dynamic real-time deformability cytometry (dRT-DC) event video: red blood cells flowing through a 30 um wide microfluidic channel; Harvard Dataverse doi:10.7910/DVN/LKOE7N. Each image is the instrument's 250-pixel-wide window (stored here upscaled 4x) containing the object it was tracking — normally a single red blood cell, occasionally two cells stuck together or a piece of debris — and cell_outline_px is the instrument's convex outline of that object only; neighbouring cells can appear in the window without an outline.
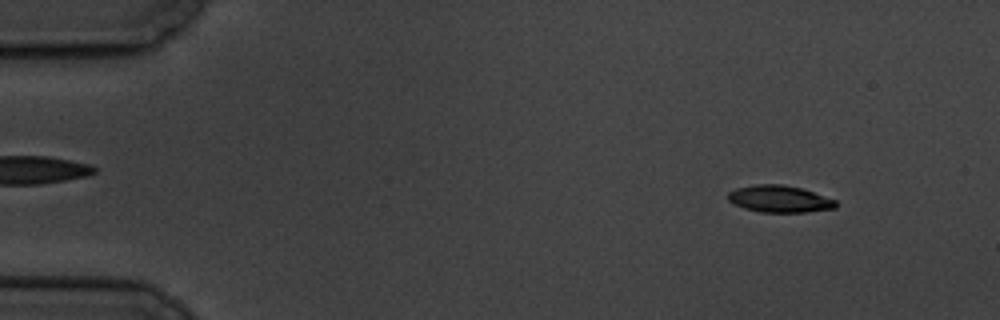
{"species": "common noctule bat (a hibernating species)", "species_latin": "Nyctalus noctula", "temperature_condition": "cold", "stored_images_in_passage": 14, "camera_frame_rate_fps": 3000, "um_per_image_px": 0.085, "animal": {"sex": "male", "body_mass_g": 19.5, "forearm_length_mm": 54.6}, "frame": {"image": 1, "passage_image": 1, "time_ms": 0.0, "image_size_px": [1000, 320], "cell_outline_px": [[836, 208], [804, 212], [760, 212], [744, 208], [728, 200], [728, 192], [736, 188], [756, 184], [780, 184], [800, 188], [836, 200]], "centroid_in_image_um": [66.24, 16.91], "position_along_channel_um": 18.8, "area_um2": 16.7}}
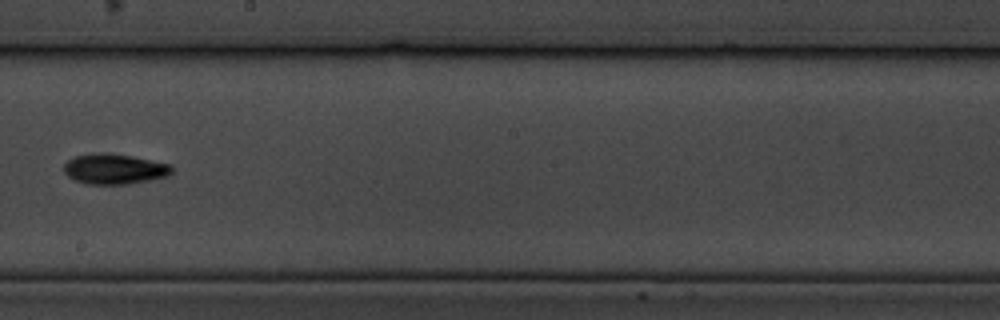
{"frame": {"image": 2, "passage_image": 8, "time_ms": 9.333, "image_size_px": [1000, 320], "cell_outline_px": [[172, 172], [168, 176], [128, 184], [84, 184], [72, 180], [64, 172], [64, 164], [68, 160], [76, 156], [132, 156], [172, 164]], "centroid_in_image_um": [9.76, 14.42], "position_along_channel_um": 238.4, "area_um2": 18.32}}
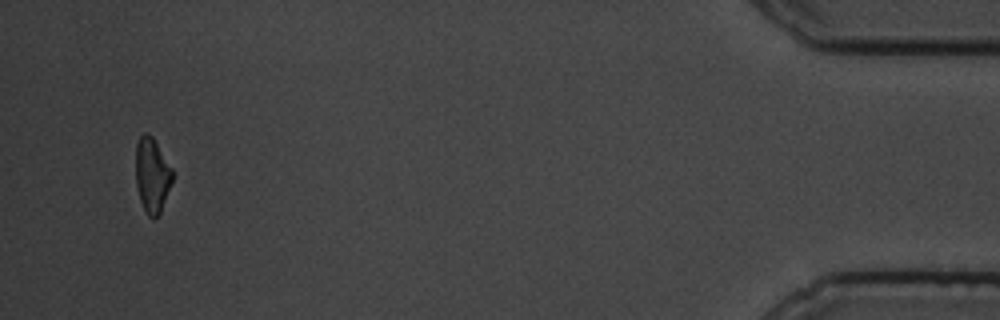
{"frame": {"image": 3, "passage_image": 14, "time_ms": 17.0, "image_size_px": [1000, 320], "cell_outline_px": [[172, 180], [160, 212], [152, 220], [148, 216], [140, 200], [136, 184], [136, 144], [140, 136], [144, 132], [148, 132], [152, 136], [172, 168]], "centroid_in_image_um": [12.91, 14.86], "position_along_channel_um": 422.3, "area_um2": 15.78}, "authors_computed_cell_mechanics": {"area_um2": 17.4845, "velocity_mm_per_s": 3.384, "shape_relaxation_time_tau1_ms": 5.2459, "shape_relaxation_time_tau2_ms": null, "deformation_change_tau1": 0.1406, "deformation_change_tau2": null}}